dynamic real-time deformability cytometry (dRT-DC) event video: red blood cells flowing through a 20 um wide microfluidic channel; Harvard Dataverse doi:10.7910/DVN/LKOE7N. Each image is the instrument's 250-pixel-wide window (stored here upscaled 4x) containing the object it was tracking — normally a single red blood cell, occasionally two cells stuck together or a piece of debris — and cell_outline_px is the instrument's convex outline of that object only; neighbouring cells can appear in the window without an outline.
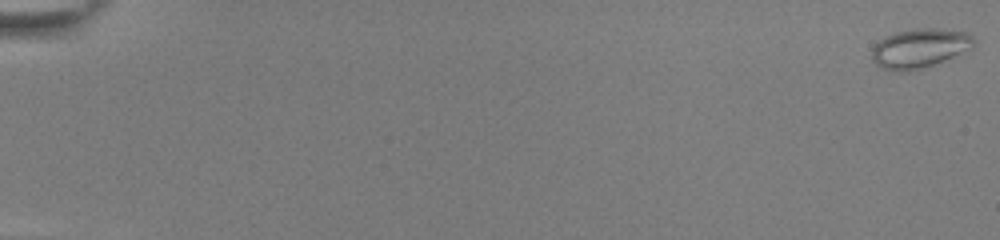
{"species": "common noctule bat (a hibernating species)", "species_latin": "Nyctalus noctula", "temperature_condition": "room temperature", "stored_images_in_passage": 55, "camera_frame_rate_fps": 3000, "um_per_image_px": 0.085, "animal": {"sex": "female", "body_mass_g": 22.0, "forearm_length_mm": 56.7}, "frame": {"image": 1, "passage_image": 1, "time_ms": 0.0, "image_size_px": [1000, 240], "cell_outline_px": [[976, 40], [972, 48], [932, 64], [920, 68], [900, 72], [884, 68], [876, 64], [872, 60], [872, 48], [884, 36], [896, 32], [916, 28], [936, 28], [968, 32]], "centroid_in_image_um": [78.16, 4.07], "position_along_channel_um": 6.8, "area_um2": 23.0}}
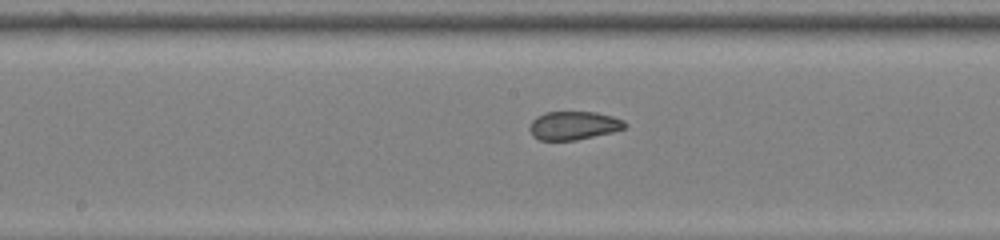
{"frame": {"image": 2, "passage_image": 31, "time_ms": 10.0, "image_size_px": [1000, 240], "cell_outline_px": [[628, 124], [624, 128], [612, 132], [576, 140], [540, 140], [532, 136], [528, 128], [532, 120], [536, 116], [544, 112], [596, 112], [612, 116], [624, 120]], "centroid_in_image_um": [48.73, 10.66], "position_along_channel_um": 199.5, "area_um2": 15.9}}
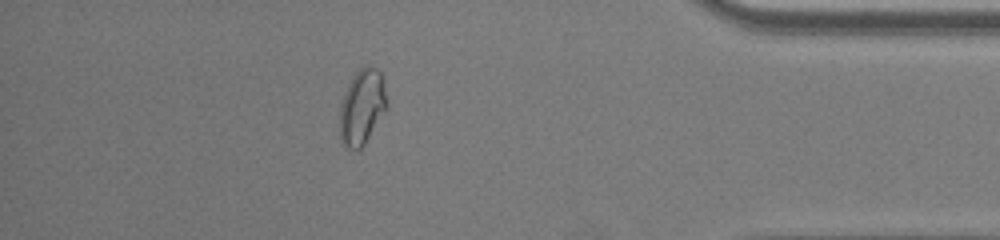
{"frame": {"image": 3, "passage_image": 49, "time_ms": 16.0, "image_size_px": [1000, 240], "cell_outline_px": [[388, 108], [364, 144], [360, 148], [348, 148], [344, 144], [340, 136], [340, 104], [344, 92], [352, 76], [364, 64], [376, 68], [380, 72], [388, 104]], "centroid_in_image_um": [30.78, 9.06], "position_along_channel_um": 404.4, "area_um2": 20.58}, "authors_computed_cell_mechanics": {"area_um2": 18.9584, "velocity_mm_per_s": 3.8819, "shape_relaxation_time_tau1_ms": null, "shape_relaxation_time_tau2_ms": 0.7992, "deformation_change_tau1": null, "deformation_change_tau2": 0.0552}}